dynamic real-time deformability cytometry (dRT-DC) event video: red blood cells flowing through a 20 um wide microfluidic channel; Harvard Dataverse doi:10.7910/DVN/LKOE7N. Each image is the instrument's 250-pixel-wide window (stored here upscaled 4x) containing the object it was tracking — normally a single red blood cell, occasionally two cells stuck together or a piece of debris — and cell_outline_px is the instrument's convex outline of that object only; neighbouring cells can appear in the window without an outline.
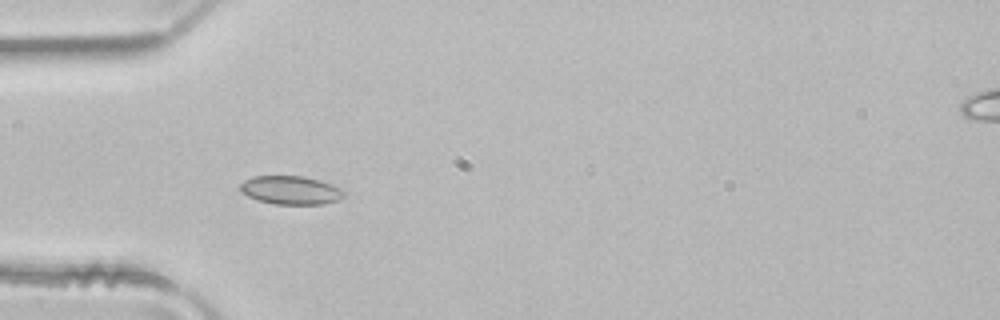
{"species": "common noctule bat (a hibernating species)", "species_latin": "Nyctalus noctula", "temperature_condition": "room temperature", "stored_images_in_passage": 3, "camera_frame_rate_fps": 3000, "um_per_image_px": 0.085, "animal": {"sex": "male", "body_mass_g": 21.5, "forearm_length_mm": 52.0}, "frame": {"image": 1, "passage_image": 3, "time_ms": 0.667, "image_size_px": [1000, 320], "cell_outline_px": [[344, 196], [336, 200], [324, 204], [272, 204], [248, 196], [240, 192], [240, 184], [244, 180], [252, 176], [304, 176], [320, 180], [332, 184], [340, 188], [344, 192]], "centroid_in_image_um": [24.69, 16.15], "position_along_channel_um": 60.3, "area_um2": 17.22}}